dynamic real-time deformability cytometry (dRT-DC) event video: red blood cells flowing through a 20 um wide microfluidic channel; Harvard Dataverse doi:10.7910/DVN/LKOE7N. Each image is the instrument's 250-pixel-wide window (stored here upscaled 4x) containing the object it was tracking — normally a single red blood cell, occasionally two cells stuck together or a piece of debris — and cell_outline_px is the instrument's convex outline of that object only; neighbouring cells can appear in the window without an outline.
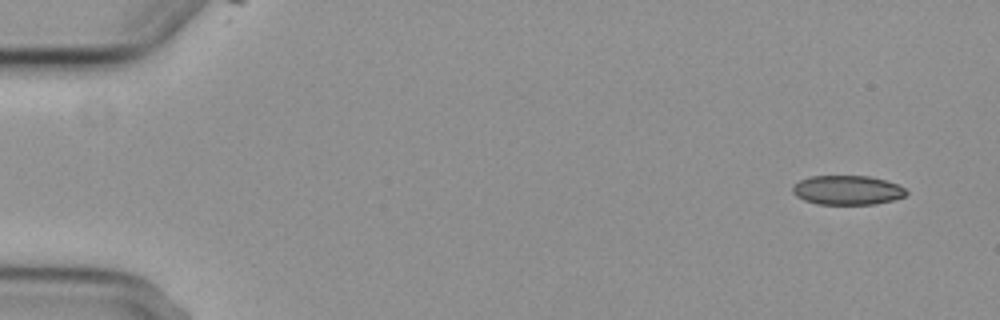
{"species": "common noctule bat (a hibernating species)", "species_latin": "Nyctalus noctula", "temperature_condition": "cold", "stored_images_in_passage": 4, "camera_frame_rate_fps": 3000, "um_per_image_px": 0.085, "animal": {"sex": "female", "body_mass_g": 29.2, "forearm_length_mm": 56.3}, "frame": {"image": 1, "passage_image": 1, "time_ms": 0.0, "image_size_px": [1000, 320], "cell_outline_px": [[908, 192], [904, 196], [892, 200], [876, 204], [820, 204], [804, 200], [796, 196], [792, 192], [792, 188], [800, 180], [812, 176], [868, 176], [884, 180], [896, 184], [904, 188]], "centroid_in_image_um": [72.01, 16.16], "position_along_channel_um": 13.0, "area_um2": 19.19}}
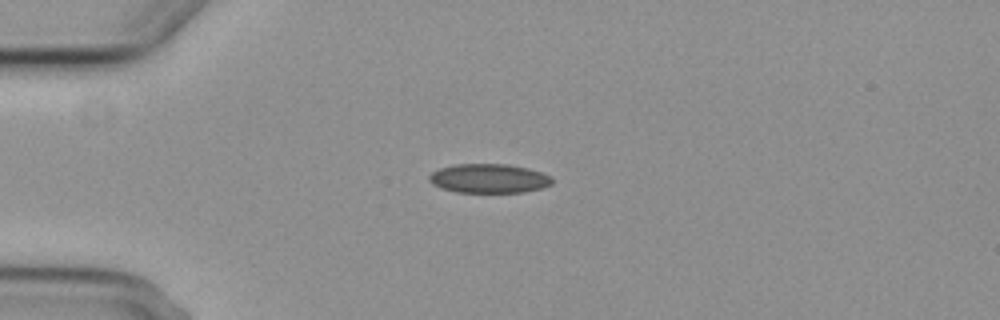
{"frame": {"image": 2, "passage_image": 4, "time_ms": 3.667, "image_size_px": [1000, 320], "cell_outline_px": [[552, 184], [540, 188], [524, 192], [456, 192], [440, 188], [432, 184], [428, 180], [428, 176], [432, 172], [440, 168], [456, 164], [508, 164], [528, 168], [552, 176]], "centroid_in_image_um": [41.54, 15.16], "position_along_channel_um": 43.5, "area_um2": 20.92}}